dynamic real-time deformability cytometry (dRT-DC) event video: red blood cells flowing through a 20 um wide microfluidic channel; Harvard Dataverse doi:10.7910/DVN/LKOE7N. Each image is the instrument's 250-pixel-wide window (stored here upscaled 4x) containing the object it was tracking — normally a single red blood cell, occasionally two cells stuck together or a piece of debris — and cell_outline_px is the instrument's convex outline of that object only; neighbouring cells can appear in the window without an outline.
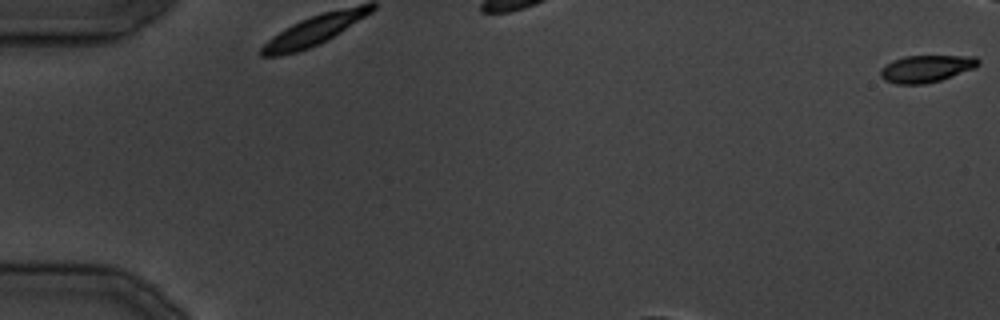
{"species": "common noctule bat (a hibernating species)", "species_latin": "Nyctalus noctula", "temperature_condition": "cold", "stored_images_in_passage": 31, "camera_frame_rate_fps": 3000, "um_per_image_px": 0.085, "animal": {"sex": "male", "body_mass_g": 19.5, "forearm_length_mm": 54.6}, "frame": {"image": 1, "passage_image": 1, "time_ms": 0.0, "image_size_px": [1000, 320], "cell_outline_px": [[980, 64], [976, 68], [940, 80], [924, 84], [896, 84], [884, 80], [880, 76], [880, 68], [892, 60], [904, 56], [976, 56], [980, 60]], "centroid_in_image_um": [78.73, 5.83], "position_along_channel_um": 6.3, "area_um2": 15.61}}
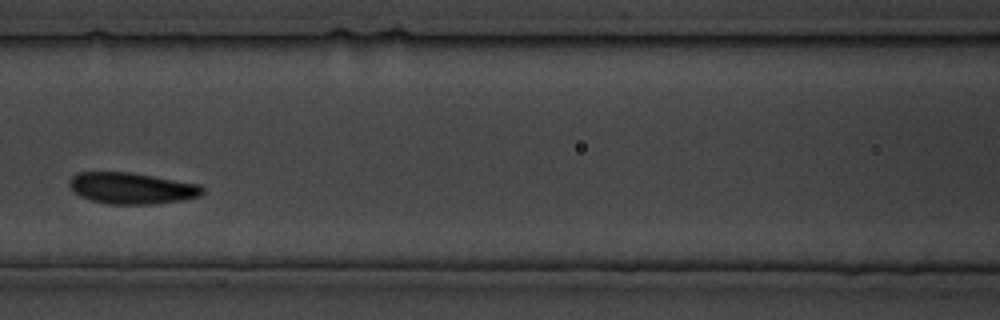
{"frame": {"image": 2, "passage_image": 13, "time_ms": 14.333, "image_size_px": [1000, 320], "cell_outline_px": [[204, 192], [200, 196], [180, 200], [152, 204], [108, 204], [92, 200], [80, 196], [68, 184], [72, 176], [80, 172], [132, 172], [200, 184], [204, 188]], "centroid_in_image_um": [11.22, 15.99], "position_along_channel_um": 155.4, "area_um2": 24.22}}
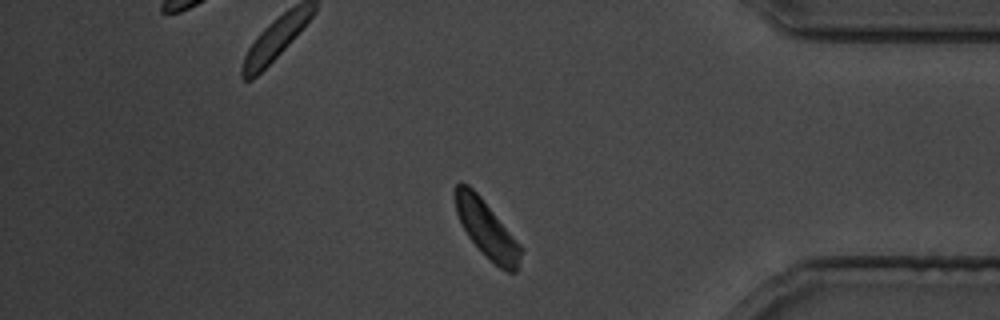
{"frame": {"image": 3, "passage_image": 27, "time_ms": 31.333, "image_size_px": [1000, 320], "cell_outline_px": [[524, 248], [516, 272], [508, 272], [500, 268], [468, 236], [456, 212], [456, 184], [460, 180], [468, 184], [480, 196]], "centroid_in_image_um": [41.41, 19.46], "position_along_channel_um": 393.8, "area_um2": 21.21}}